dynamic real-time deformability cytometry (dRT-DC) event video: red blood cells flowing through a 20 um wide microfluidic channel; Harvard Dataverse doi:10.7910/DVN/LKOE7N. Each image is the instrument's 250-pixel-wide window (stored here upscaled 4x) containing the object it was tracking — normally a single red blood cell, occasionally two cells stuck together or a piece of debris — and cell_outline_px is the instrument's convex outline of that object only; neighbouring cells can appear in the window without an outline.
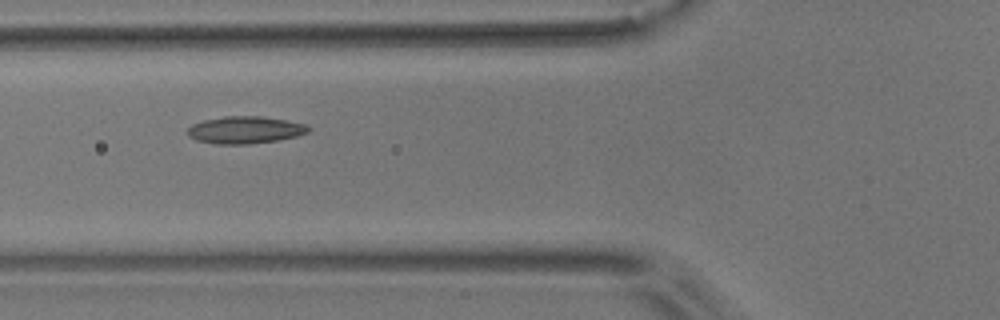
{"species": "common noctule bat (a hibernating species)", "species_latin": "Nyctalus noctula", "temperature_condition": "room temperature", "stored_images_in_passage": 5, "camera_frame_rate_fps": 3000, "um_per_image_px": 0.085, "animal": {"sex": "male", "body_mass_g": 17.9}, "frame": {"image": 1, "passage_image": 4, "time_ms": 3.667, "image_size_px": [1000, 320], "cell_outline_px": [[312, 128], [308, 132], [296, 136], [276, 140], [248, 144], [216, 144], [196, 140], [188, 136], [188, 128], [192, 124], [204, 120], [224, 116], [260, 116], [288, 120], [304, 124]], "centroid_in_image_um": [20.82, 11.04], "position_along_channel_um": 105.0, "area_um2": 19.13}}
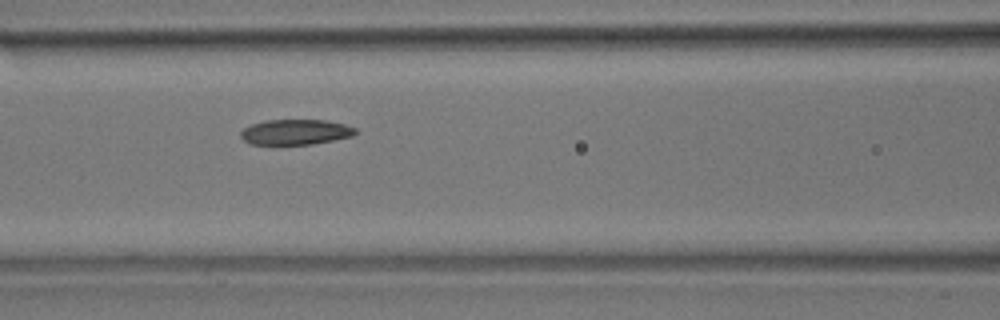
{"frame": {"image": 2, "passage_image": 5, "time_ms": 4.667, "image_size_px": [1000, 320], "cell_outline_px": [[360, 132], [352, 136], [312, 144], [280, 148], [272, 148], [252, 144], [244, 140], [240, 136], [240, 132], [244, 128], [252, 124], [264, 120], [324, 120], [344, 124], [356, 128]], "centroid_in_image_um": [25.06, 11.28], "position_along_channel_um": 141.5, "area_um2": 17.86}}